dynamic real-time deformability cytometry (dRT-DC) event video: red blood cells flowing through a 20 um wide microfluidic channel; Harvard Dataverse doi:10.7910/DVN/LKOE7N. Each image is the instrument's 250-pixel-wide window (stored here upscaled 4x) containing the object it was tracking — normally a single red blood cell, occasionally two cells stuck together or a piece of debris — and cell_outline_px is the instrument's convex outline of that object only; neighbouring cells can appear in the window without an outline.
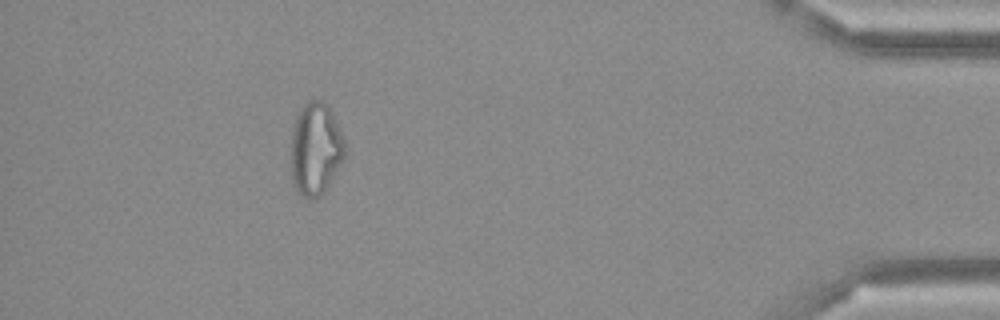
{"species": "Egyptian fruit bat (a non-hibernating species)", "species_latin": "Rousettus aegyptiacus", "temperature_condition": "cold", "stored_images_in_passage": 37, "camera_frame_rate_fps": 3000, "um_per_image_px": 0.085, "frame": {"image": 1, "passage_image": 32, "time_ms": 10.333, "image_size_px": [1000, 320], "cell_outline_px": [[348, 152], [344, 160], [324, 192], [316, 200], [308, 200], [296, 188], [292, 180], [292, 124], [300, 108], [308, 100], [320, 100], [328, 104], [332, 112], [344, 140]], "centroid_in_image_um": [26.85, 12.65], "position_along_channel_um": 408.3, "area_um2": 29.42}}